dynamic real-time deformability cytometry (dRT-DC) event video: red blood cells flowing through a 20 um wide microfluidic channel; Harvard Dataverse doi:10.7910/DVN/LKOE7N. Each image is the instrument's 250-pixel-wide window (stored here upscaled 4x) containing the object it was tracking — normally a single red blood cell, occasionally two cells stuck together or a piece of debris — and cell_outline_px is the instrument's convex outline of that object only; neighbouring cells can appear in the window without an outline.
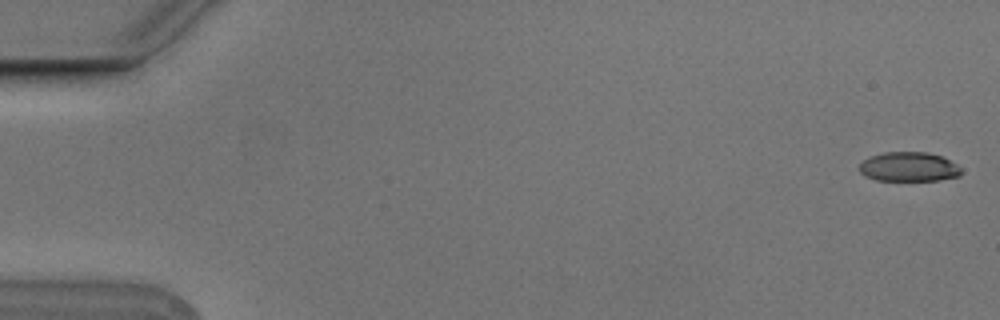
{"species": "Egyptian fruit bat (a non-hibernating species)", "species_latin": "Rousettus aegyptiacus", "temperature_condition": "cold", "stored_images_in_passage": 9, "camera_frame_rate_fps": 3000, "um_per_image_px": 0.085, "animal": {"sex": "male"}, "frame": {"image": 1, "passage_image": 1, "time_ms": 0.0, "image_size_px": [1000, 320], "cell_outline_px": [[960, 176], [936, 180], [876, 180], [864, 176], [860, 172], [860, 164], [864, 160], [872, 156], [884, 152], [928, 152], [940, 156], [956, 164], [960, 168]], "centroid_in_image_um": [77.23, 14.18], "position_along_channel_um": 7.8, "area_um2": 17.22}}
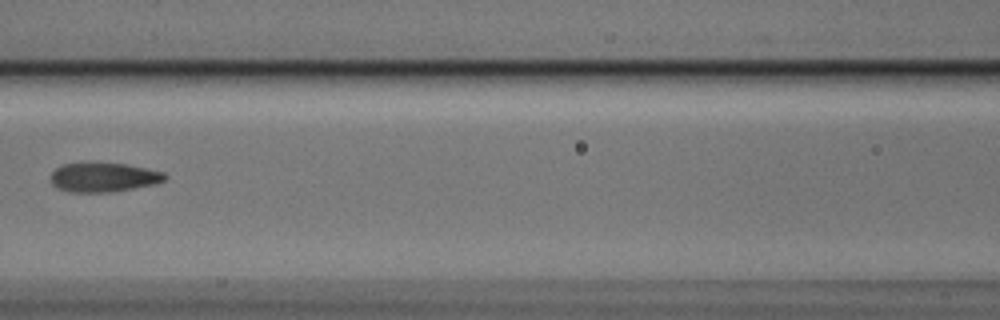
{"frame": {"image": 2, "passage_image": 8, "time_ms": 2.333, "image_size_px": [1000, 320], "cell_outline_px": [[168, 176], [164, 180], [152, 184], [132, 188], [108, 192], [68, 192], [56, 188], [52, 184], [52, 172], [56, 168], [64, 164], [124, 164], [164, 172]], "centroid_in_image_um": [8.78, 15.09], "position_along_channel_um": 157.8, "area_um2": 18.9}}
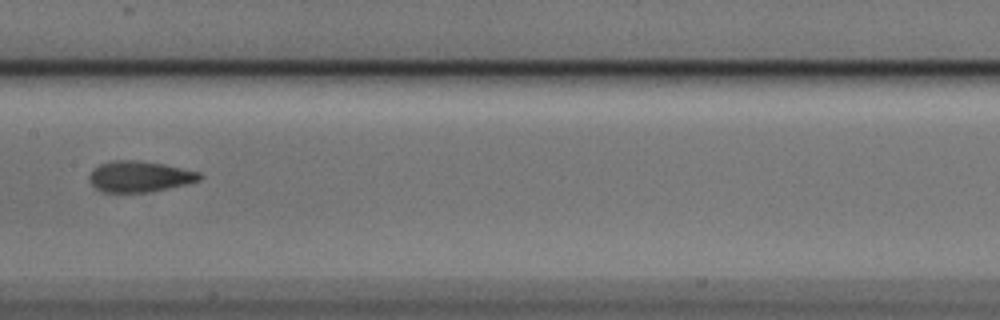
{"frame": {"image": 3, "passage_image": 9, "time_ms": 2.667, "image_size_px": [1000, 320], "cell_outline_px": [[204, 176], [200, 180], [188, 184], [168, 188], [144, 192], [100, 192], [88, 180], [88, 176], [92, 168], [100, 164], [112, 160], [140, 160], [164, 164], [200, 172]], "centroid_in_image_um": [11.85, 14.99], "position_along_channel_um": 195.6, "area_um2": 20.11}}